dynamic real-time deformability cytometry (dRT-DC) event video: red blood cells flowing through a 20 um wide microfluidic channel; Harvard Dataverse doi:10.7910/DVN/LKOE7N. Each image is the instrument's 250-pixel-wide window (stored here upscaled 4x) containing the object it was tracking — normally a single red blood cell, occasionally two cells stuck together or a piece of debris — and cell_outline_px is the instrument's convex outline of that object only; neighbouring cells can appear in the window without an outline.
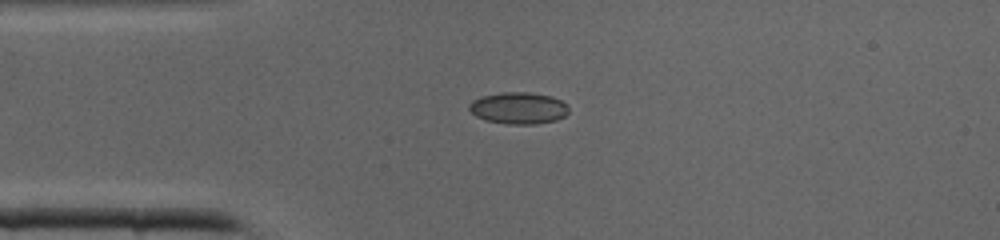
{"species": "common noctule bat (a hibernating species)", "species_latin": "Nyctalus noctula", "temperature_condition": "cold", "stored_images_in_passage": 32, "camera_frame_rate_fps": 3000, "um_per_image_px": 0.085, "animal": {"sex": "male", "body_mass_g": 19.0, "forearm_length_mm": 50.8}, "frame": {"image": 1, "passage_image": 1, "time_ms": 0.0, "image_size_px": [1000, 240], "cell_outline_px": [[568, 112], [564, 116], [556, 120], [536, 124], [508, 124], [488, 120], [476, 116], [468, 108], [468, 104], [472, 100], [480, 96], [504, 92], [528, 92], [552, 96], [568, 104]], "centroid_in_image_um": [44.08, 9.18], "position_along_channel_um": 40.9, "area_um2": 18.44}}
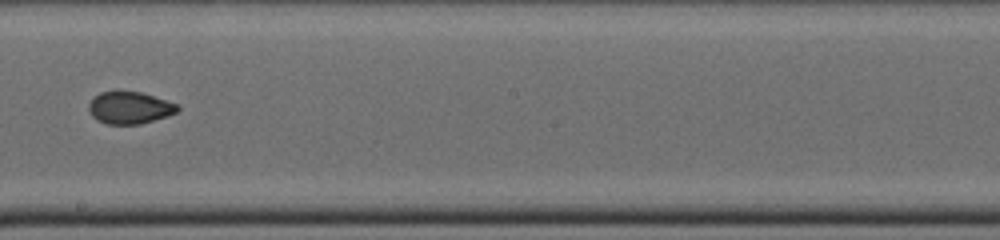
{"frame": {"image": 2, "passage_image": 14, "time_ms": 4.333, "image_size_px": [1000, 240], "cell_outline_px": [[180, 108], [176, 112], [168, 116], [140, 124], [108, 124], [96, 120], [88, 112], [88, 104], [100, 92], [116, 88], [120, 88], [140, 92], [176, 104]], "centroid_in_image_um": [10.96, 9.12], "position_along_channel_um": 237.2, "area_um2": 16.99}}
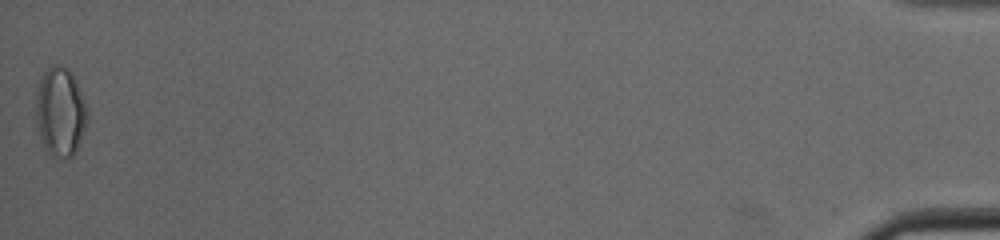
{"frame": {"image": 3, "passage_image": 32, "time_ms": 10.333, "image_size_px": [1000, 240], "cell_outline_px": [[88, 120], [76, 152], [72, 156], [56, 160], [44, 148], [40, 136], [36, 120], [36, 100], [40, 80], [44, 72], [52, 64], [60, 64], [68, 68], [72, 72], [76, 80], [88, 112]], "centroid_in_image_um": [5.13, 9.52], "position_along_channel_um": 430.1, "area_um2": 26.88}}